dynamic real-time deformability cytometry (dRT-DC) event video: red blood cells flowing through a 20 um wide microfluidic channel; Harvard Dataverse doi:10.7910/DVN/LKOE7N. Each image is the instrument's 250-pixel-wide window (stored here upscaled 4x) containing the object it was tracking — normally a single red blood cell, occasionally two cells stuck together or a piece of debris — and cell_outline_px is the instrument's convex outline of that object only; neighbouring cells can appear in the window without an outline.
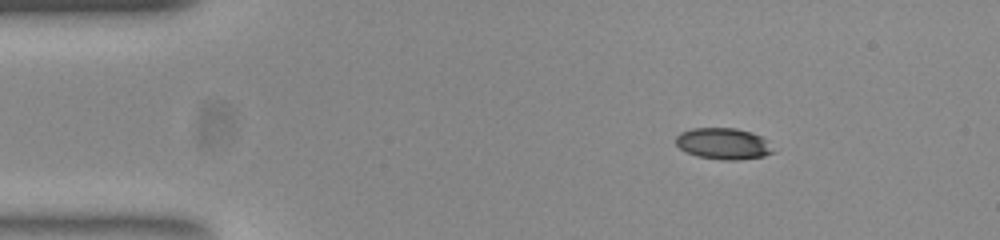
{"species": "common noctule bat (a hibernating species)", "species_latin": "Nyctalus noctula", "temperature_condition": "room temperature", "stored_images_in_passage": 46, "camera_frame_rate_fps": 3000, "um_per_image_px": 0.085, "animal": {"sex": "female", "body_mass_g": 23.0, "forearm_length_mm": 53.4}, "frame": {"image": 1, "passage_image": 1, "time_ms": 0.0, "image_size_px": [1000, 240], "cell_outline_px": [[772, 152], [764, 156], [736, 160], [724, 160], [696, 156], [680, 148], [676, 144], [676, 136], [680, 132], [692, 128], [736, 128], [752, 132], [768, 140]], "centroid_in_image_um": [61.46, 12.2], "position_along_channel_um": 23.5, "area_um2": 17.69}}
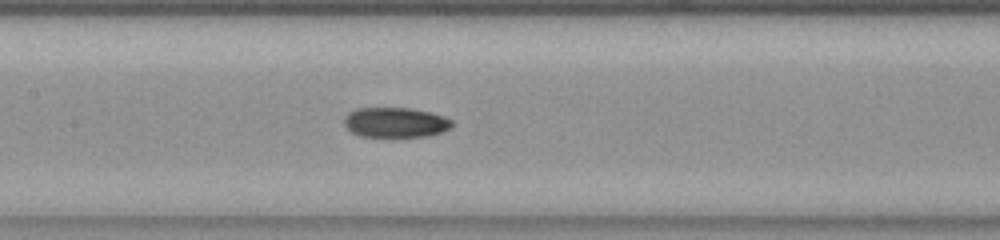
{"frame": {"image": 2, "passage_image": 18, "time_ms": 5.667, "image_size_px": [1000, 240], "cell_outline_px": [[452, 124], [448, 128], [440, 132], [428, 136], [360, 136], [352, 132], [344, 124], [344, 116], [348, 112], [356, 108], [412, 108], [444, 116], [452, 120]], "centroid_in_image_um": [33.57, 10.39], "position_along_channel_um": 173.8, "area_um2": 18.67}}
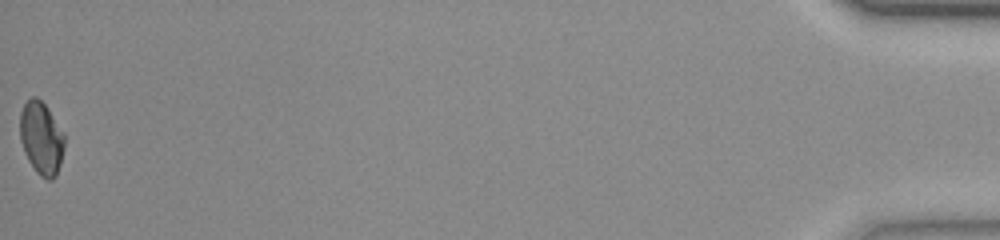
{"frame": {"image": 3, "passage_image": 46, "time_ms": 15.0, "image_size_px": [1000, 240], "cell_outline_px": [[64, 148], [60, 164], [56, 176], [52, 180], [48, 180], [40, 176], [36, 172], [28, 160], [24, 152], [20, 140], [20, 112], [24, 104], [32, 96], [36, 96], [44, 104], [64, 132]], "centroid_in_image_um": [3.51, 11.76], "position_along_channel_um": 431.7, "area_um2": 18.9}, "authors_computed_cell_mechanics": {"area_um2": 18.9006, "velocity_mm_per_s": 3.8969, "shape_relaxation_time_tau1_ms": 6.4551, "shape_relaxation_time_tau2_ms": 6.2136, "deformation_change_tau1": 0.1317, "deformation_change_tau2": 0.0927}}